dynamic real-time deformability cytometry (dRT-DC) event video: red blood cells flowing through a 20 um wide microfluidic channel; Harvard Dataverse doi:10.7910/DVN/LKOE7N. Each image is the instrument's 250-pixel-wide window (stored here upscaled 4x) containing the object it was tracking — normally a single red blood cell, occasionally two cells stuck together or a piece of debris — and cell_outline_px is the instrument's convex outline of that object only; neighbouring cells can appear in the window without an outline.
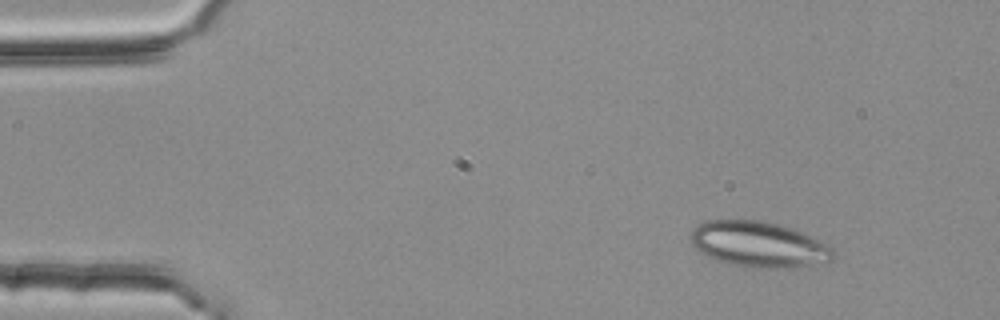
{"species": "common noctule bat (a hibernating species)", "species_latin": "Nyctalus noctula", "temperature_condition": "room temperature", "stored_images_in_passage": 3, "camera_frame_rate_fps": 3000, "um_per_image_px": 0.085, "animal": {"sex": "female", "body_mass_g": 25.1}, "frame": {"image": 1, "passage_image": 1, "time_ms": 0.0, "image_size_px": [1000, 320], "cell_outline_px": [[836, 256], [832, 260], [824, 264], [784, 268], [756, 268], [732, 264], [708, 256], [700, 252], [692, 244], [688, 236], [700, 224], [708, 220], [764, 220], [792, 228], [804, 232], [828, 244], [836, 252]], "centroid_in_image_um": [64.57, 20.77], "position_along_channel_um": 20.4, "area_um2": 38.21}}